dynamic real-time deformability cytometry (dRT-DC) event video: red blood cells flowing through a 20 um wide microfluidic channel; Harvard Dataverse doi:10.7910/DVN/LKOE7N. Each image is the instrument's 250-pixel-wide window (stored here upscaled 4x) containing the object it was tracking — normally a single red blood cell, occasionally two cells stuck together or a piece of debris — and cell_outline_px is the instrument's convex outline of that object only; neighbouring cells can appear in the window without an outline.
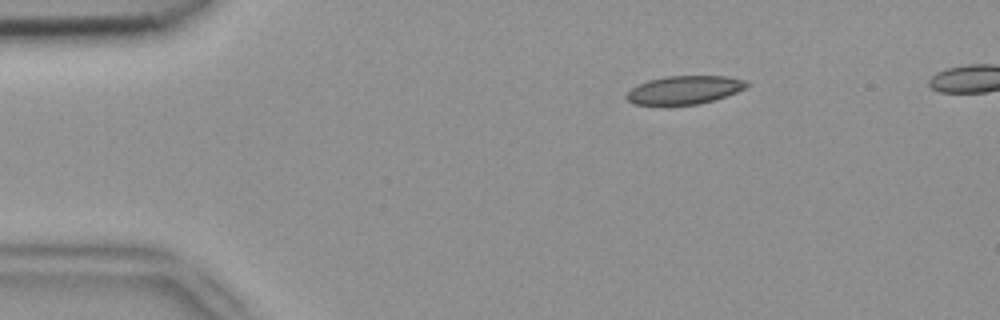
{"species": "common noctule bat (a hibernating species)", "species_latin": "Nyctalus noctula", "temperature_condition": "room temperature", "stored_images_in_passage": 4, "camera_frame_rate_fps": 3000, "um_per_image_px": 0.085, "animal": {"sex": "female", "body_mass_g": 18.4}, "frame": {"image": 1, "passage_image": 1, "time_ms": 0.0, "image_size_px": [1000, 320], "cell_outline_px": [[752, 84], [736, 92], [712, 100], [696, 104], [632, 104], [624, 96], [632, 88], [648, 80], [664, 76], [724, 76], [744, 80]], "centroid_in_image_um": [58.16, 7.63], "position_along_channel_um": 26.8, "area_um2": 19.48}}